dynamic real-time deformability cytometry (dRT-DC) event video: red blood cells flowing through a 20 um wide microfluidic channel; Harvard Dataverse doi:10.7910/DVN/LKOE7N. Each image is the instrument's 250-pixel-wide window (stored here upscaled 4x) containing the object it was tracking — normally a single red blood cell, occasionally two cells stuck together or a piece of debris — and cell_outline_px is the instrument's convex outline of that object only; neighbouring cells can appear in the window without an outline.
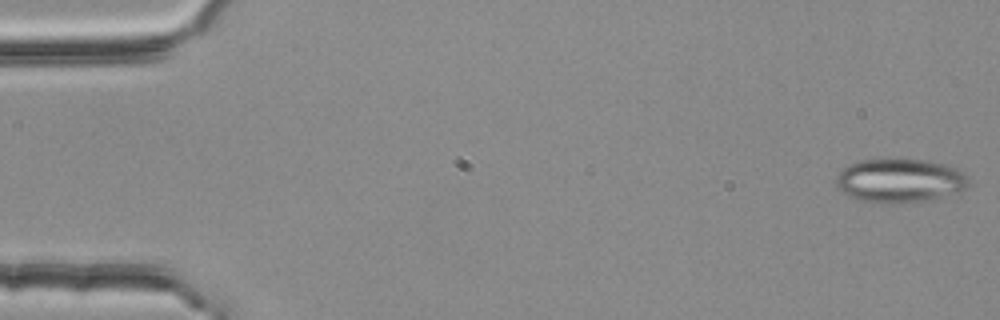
{"species": "common noctule bat (a hibernating species)", "species_latin": "Nyctalus noctula", "temperature_condition": "room temperature", "stored_images_in_passage": 54, "segment_of_instrument_passage": [1, 2], "camera_frame_rate_fps": 3000, "um_per_image_px": 0.085, "animal": {"sex": "female", "body_mass_g": 25.1}, "frame": {"image": 1, "passage_image": 1, "time_ms": 0.0, "image_size_px": [1000, 320], "cell_outline_px": [[968, 184], [964, 192], [900, 204], [880, 204], [860, 200], [848, 196], [836, 188], [836, 176], [848, 164], [860, 160], [888, 156], [900, 156], [928, 160], [944, 164], [956, 168], [964, 172], [968, 176]], "centroid_in_image_um": [76.47, 15.31], "position_along_channel_um": 8.5, "area_um2": 35.26}}